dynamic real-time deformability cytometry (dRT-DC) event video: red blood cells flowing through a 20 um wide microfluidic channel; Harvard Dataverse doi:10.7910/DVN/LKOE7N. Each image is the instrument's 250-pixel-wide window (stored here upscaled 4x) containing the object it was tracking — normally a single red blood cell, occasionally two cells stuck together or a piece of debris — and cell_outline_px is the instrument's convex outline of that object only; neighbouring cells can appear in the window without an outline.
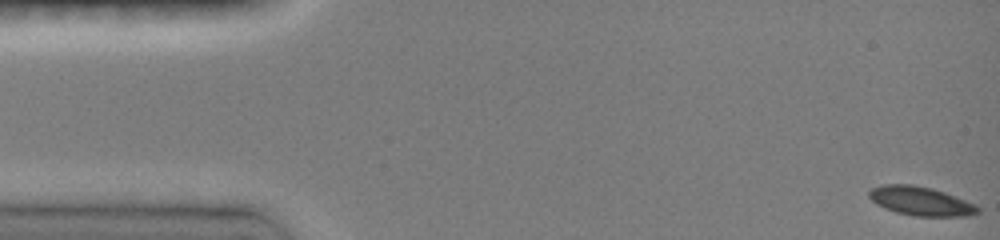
{"species": "common noctule bat (a hibernating species)", "species_latin": "Nyctalus noctula", "temperature_condition": "room temperature", "stored_images_in_passage": 47, "camera_frame_rate_fps": 3000, "um_per_image_px": 0.085, "animal": {"sex": "female", "body_mass_g": 19.0, "forearm_length_mm": 51.5}, "frame": {"image": 1, "passage_image": 1, "time_ms": 0.0, "image_size_px": [1000, 240], "cell_outline_px": [[980, 212], [968, 216], [912, 216], [896, 212], [884, 208], [876, 204], [868, 196], [868, 192], [872, 188], [880, 184], [912, 184], [932, 188], [944, 192], [976, 204], [980, 208]], "centroid_in_image_um": [78.25, 17.09], "position_along_channel_um": 6.7, "area_um2": 18.5}}
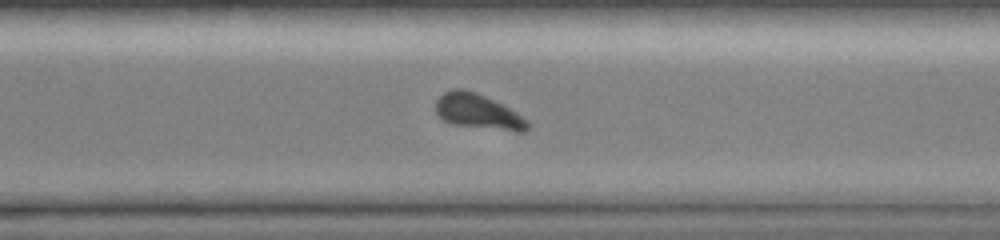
{"frame": {"image": 2, "passage_image": 34, "time_ms": 11.0, "image_size_px": [1000, 240], "cell_outline_px": [[532, 124], [528, 128], [504, 128], [456, 124], [444, 120], [436, 112], [436, 100], [444, 92], [452, 88], [464, 88], [476, 92], [516, 112], [528, 120]], "centroid_in_image_um": [40.54, 9.4], "position_along_channel_um": 330.1, "area_um2": 17.57}}
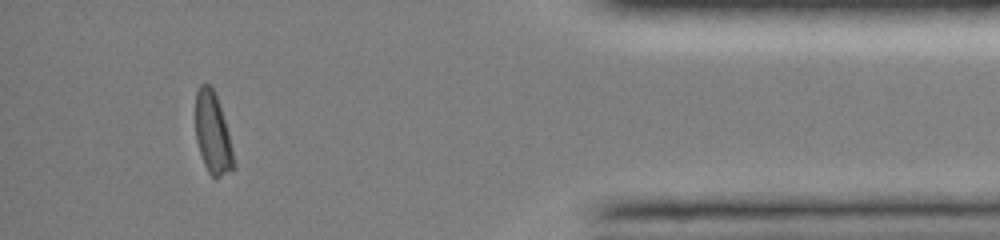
{"frame": {"image": 3, "passage_image": 43, "time_ms": 14.0, "image_size_px": [1000, 240], "cell_outline_px": [[236, 168], [220, 176], [212, 176], [208, 172], [204, 164], [196, 140], [196, 92], [200, 84], [208, 84], [212, 88], [216, 96], [228, 132]], "centroid_in_image_um": [18.07, 11.35], "position_along_channel_um": 417.1, "area_um2": 17.63}, "authors_computed_cell_mechanics": {"area_um2": 18.6116, "velocity_mm_per_s": 4.0667, "shape_relaxation_time_tau1_ms": 2.6452, "shape_relaxation_time_tau2_ms": null, "deformation_change_tau1": 0.0949, "deformation_change_tau2": null}}